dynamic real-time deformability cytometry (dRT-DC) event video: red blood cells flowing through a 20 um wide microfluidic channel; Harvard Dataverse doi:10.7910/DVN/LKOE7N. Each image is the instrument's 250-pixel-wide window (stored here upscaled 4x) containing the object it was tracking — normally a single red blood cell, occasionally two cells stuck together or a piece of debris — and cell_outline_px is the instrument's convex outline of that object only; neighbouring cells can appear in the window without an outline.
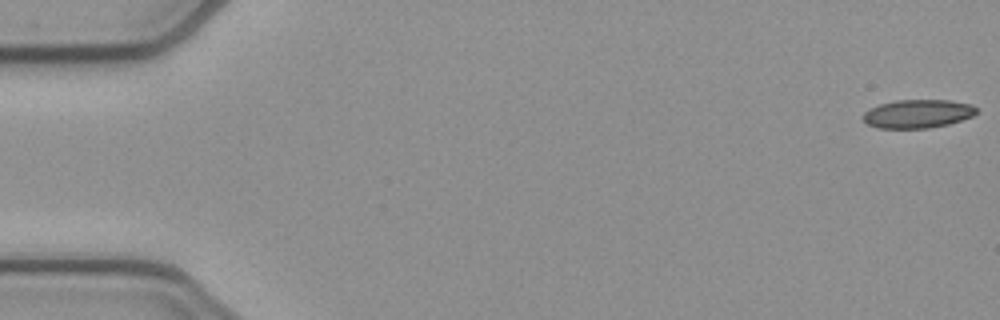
{"species": "common noctule bat (a hibernating species)", "species_latin": "Nyctalus noctula", "temperature_condition": "cold", "stored_images_in_passage": 15, "camera_frame_rate_fps": 3000, "um_per_image_px": 0.085, "animal": {"sex": "female", "body_mass_g": 21.9}, "frame": {"image": 1, "passage_image": 1, "time_ms": 0.0, "image_size_px": [1000, 320], "cell_outline_px": [[976, 112], [972, 116], [948, 124], [928, 128], [876, 128], [868, 124], [860, 116], [868, 108], [880, 104], [896, 100], [948, 100], [972, 104], [976, 108]], "centroid_in_image_um": [77.95, 9.66], "position_along_channel_um": 7.0, "area_um2": 18.84}}
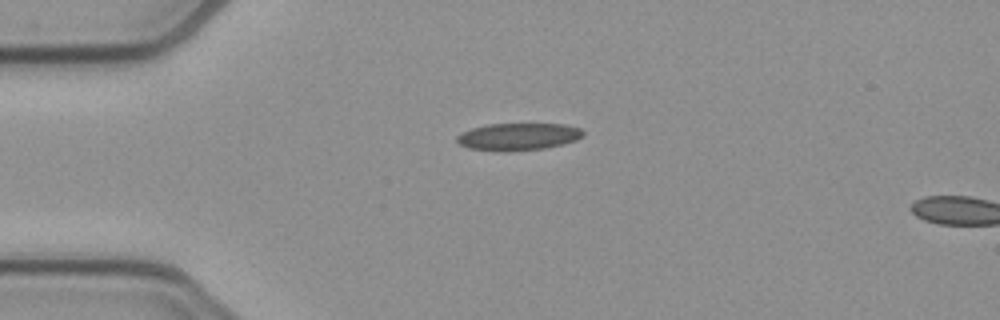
{"frame": {"image": 2, "passage_image": 13, "time_ms": 4.0, "image_size_px": [1000, 320], "cell_outline_px": [[584, 136], [576, 140], [544, 148], [468, 148], [460, 144], [456, 140], [456, 136], [460, 132], [472, 128], [488, 124], [564, 124], [580, 128], [584, 132]], "centroid_in_image_um": [44.08, 11.55], "position_along_channel_um": 40.9, "area_um2": 18.96}}